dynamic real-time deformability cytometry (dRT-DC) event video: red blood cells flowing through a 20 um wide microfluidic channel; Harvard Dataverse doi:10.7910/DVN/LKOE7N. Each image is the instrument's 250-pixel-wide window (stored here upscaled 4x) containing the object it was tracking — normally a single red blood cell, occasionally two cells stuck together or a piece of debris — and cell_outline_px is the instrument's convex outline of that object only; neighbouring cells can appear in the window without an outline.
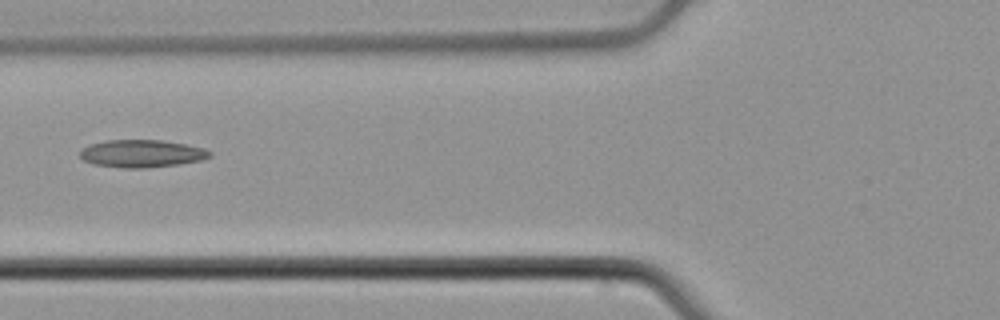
{"species": "common noctule bat (a hibernating species)", "species_latin": "Nyctalus noctula", "temperature_condition": "cold", "stored_images_in_passage": 6, "camera_frame_rate_fps": 3000, "um_per_image_px": 0.085, "animal": {"sex": "male", "body_mass_g": 21.5, "forearm_length_mm": 52.0}, "frame": {"image": 1, "passage_image": 6, "time_ms": 1.667, "image_size_px": [1000, 320], "cell_outline_px": [[212, 156], [200, 160], [180, 164], [144, 168], [124, 168], [92, 164], [84, 160], [80, 156], [80, 148], [88, 144], [104, 140], [164, 140], [204, 148], [212, 152]], "centroid_in_image_um": [12.01, 13.05], "position_along_channel_um": 113.8, "area_um2": 21.04}}